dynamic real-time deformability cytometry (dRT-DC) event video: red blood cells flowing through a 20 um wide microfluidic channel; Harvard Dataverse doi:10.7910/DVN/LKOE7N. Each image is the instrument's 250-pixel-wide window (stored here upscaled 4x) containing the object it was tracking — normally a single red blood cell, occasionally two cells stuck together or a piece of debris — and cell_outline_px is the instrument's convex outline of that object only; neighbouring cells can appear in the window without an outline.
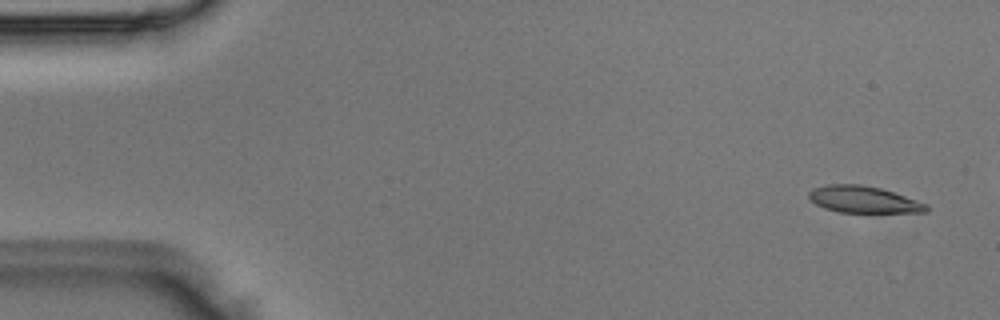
{"species": "Egyptian fruit bat (a non-hibernating species)", "species_latin": "Rousettus aegyptiacus", "temperature_condition": "room temperature", "stored_images_in_passage": 5, "camera_frame_rate_fps": 3000, "um_per_image_px": 0.085, "animal": {"sex": "male"}, "frame": {"image": 1, "passage_image": 1, "time_ms": 0.0, "image_size_px": [1000, 320], "cell_outline_px": [[928, 212], [840, 212], [824, 208], [816, 204], [808, 196], [808, 192], [812, 188], [828, 184], [860, 184], [880, 188], [928, 204]], "centroid_in_image_um": [73.37, 16.95], "position_along_channel_um": 11.6, "area_um2": 18.15}}